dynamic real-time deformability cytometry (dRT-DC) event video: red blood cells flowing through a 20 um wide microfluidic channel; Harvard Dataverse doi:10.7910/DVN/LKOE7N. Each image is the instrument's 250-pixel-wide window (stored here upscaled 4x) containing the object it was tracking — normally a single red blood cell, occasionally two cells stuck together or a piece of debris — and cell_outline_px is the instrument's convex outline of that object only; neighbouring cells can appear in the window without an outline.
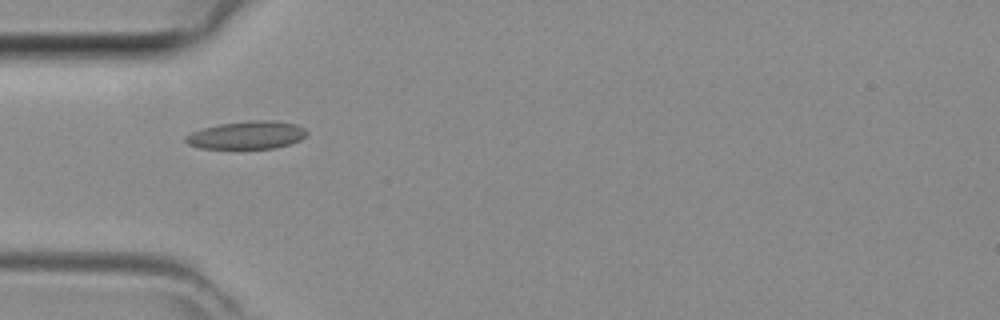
{"species": "common noctule bat (a hibernating species)", "species_latin": "Nyctalus noctula", "temperature_condition": "room temperature", "stored_images_in_passage": 33, "camera_frame_rate_fps": 3000, "um_per_image_px": 0.085, "animal": {"sex": "female", "body_mass_g": 29.2, "forearm_length_mm": 56.3}, "frame": {"image": 1, "passage_image": 1, "time_ms": 0.0, "image_size_px": [1000, 320], "cell_outline_px": [[308, 132], [300, 140], [276, 148], [200, 148], [188, 144], [184, 140], [184, 136], [192, 132], [204, 128], [220, 124], [248, 120], [272, 120], [296, 124], [304, 128]], "centroid_in_image_um": [20.98, 11.47], "position_along_channel_um": 64.0, "area_um2": 19.59}}
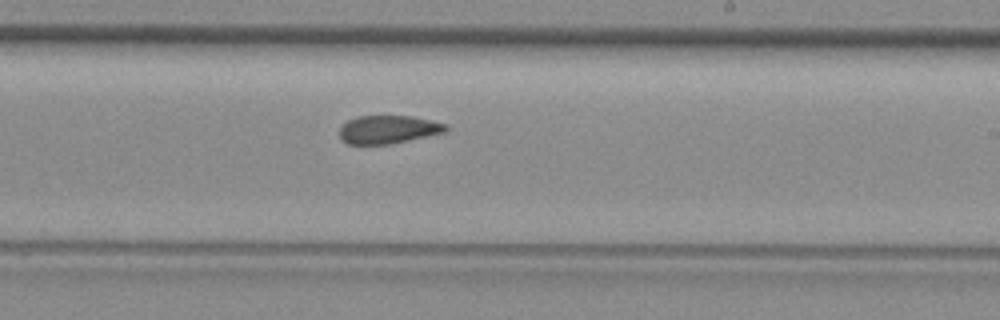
{"frame": {"image": 2, "passage_image": 14, "time_ms": 4.333, "image_size_px": [1000, 320], "cell_outline_px": [[448, 128], [444, 132], [408, 140], [388, 144], [348, 144], [340, 136], [340, 128], [348, 120], [360, 116], [412, 116], [444, 124]], "centroid_in_image_um": [32.97, 11.0], "position_along_channel_um": 256.0, "area_um2": 16.99}}
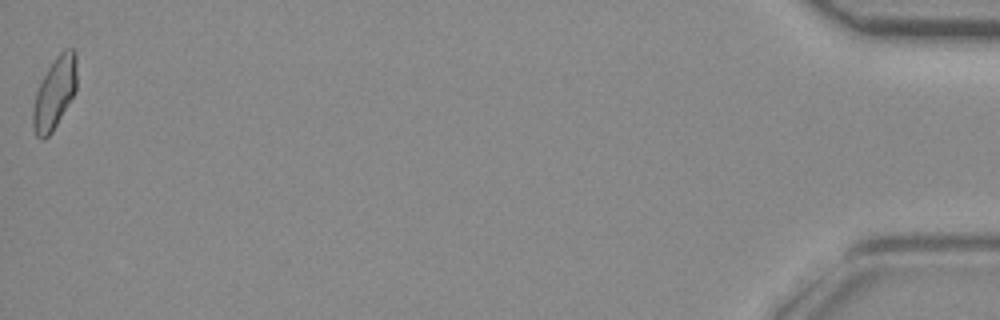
{"frame": {"image": 3, "passage_image": 33, "time_ms": 10.667, "image_size_px": [1000, 320], "cell_outline_px": [[76, 92], [52, 132], [44, 140], [40, 140], [36, 136], [32, 128], [32, 108], [36, 92], [48, 68], [56, 56], [64, 48], [72, 48], [76, 52]], "centroid_in_image_um": [4.63, 7.94], "position_along_channel_um": 430.6, "area_um2": 18.5}}